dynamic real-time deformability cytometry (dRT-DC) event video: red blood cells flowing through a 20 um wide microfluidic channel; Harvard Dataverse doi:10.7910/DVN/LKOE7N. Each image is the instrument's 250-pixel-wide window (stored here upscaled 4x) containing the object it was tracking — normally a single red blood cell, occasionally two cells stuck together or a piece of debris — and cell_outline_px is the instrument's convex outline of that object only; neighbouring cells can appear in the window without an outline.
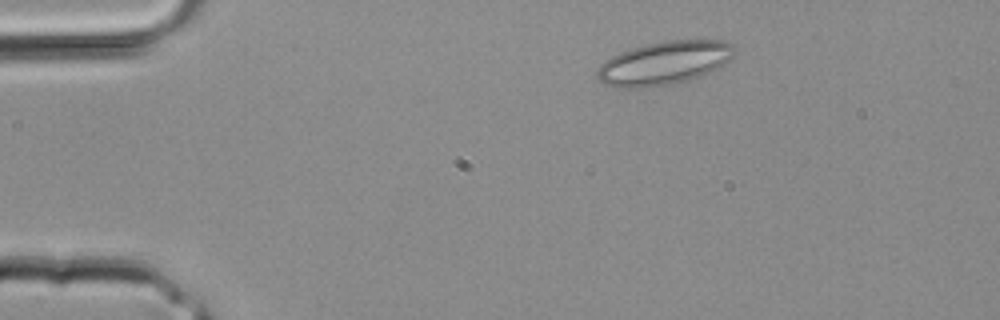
{"species": "common noctule bat (a hibernating species)", "species_latin": "Nyctalus noctula", "temperature_condition": "room temperature", "stored_images_in_passage": 2, "camera_frame_rate_fps": 3000, "um_per_image_px": 0.085, "animal": {"sex": "male", "body_mass_g": 20.4}, "frame": {"image": 1, "passage_image": 1, "time_ms": 0.0, "image_size_px": [1000, 320], "cell_outline_px": [[736, 52], [724, 64], [704, 76], [672, 84], [640, 88], [612, 88], [604, 84], [596, 76], [596, 72], [600, 64], [604, 60], [620, 52], [632, 48], [664, 40], [728, 40], [736, 48]], "centroid_in_image_um": [56.46, 5.36], "position_along_channel_um": 28.5, "area_um2": 35.14}}